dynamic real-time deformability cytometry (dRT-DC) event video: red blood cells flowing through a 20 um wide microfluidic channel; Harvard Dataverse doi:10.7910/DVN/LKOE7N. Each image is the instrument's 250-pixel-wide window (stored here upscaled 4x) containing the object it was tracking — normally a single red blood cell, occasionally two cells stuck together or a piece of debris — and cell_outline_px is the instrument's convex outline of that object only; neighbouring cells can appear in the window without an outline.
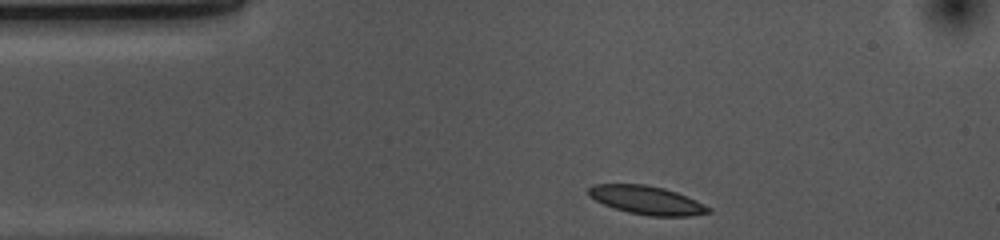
{"species": "common noctule bat (a hibernating species)", "species_latin": "Nyctalus noctula", "temperature_condition": "cold", "stored_images_in_passage": 34, "camera_frame_rate_fps": 3000, "um_per_image_px": 0.085, "animal": {"sex": "female", "body_mass_g": 10.0, "forearm_length_mm": 53.1}, "frame": {"image": 1, "passage_image": 1, "time_ms": 0.0, "image_size_px": [1000, 240], "cell_outline_px": [[712, 212], [692, 216], [648, 216], [628, 212], [612, 208], [588, 196], [588, 188], [592, 184], [644, 184], [664, 188], [676, 192], [696, 200], [712, 208]], "centroid_in_image_um": [54.98, 17.02], "position_along_channel_um": 30.0, "area_um2": 20.06}}
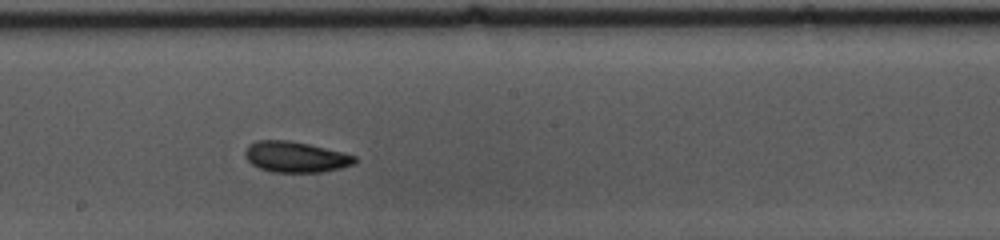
{"frame": {"image": 2, "passage_image": 20, "time_ms": 6.333, "image_size_px": [1000, 240], "cell_outline_px": [[356, 164], [324, 172], [272, 172], [260, 168], [252, 164], [244, 156], [244, 152], [248, 144], [256, 140], [288, 140], [308, 144], [344, 152], [356, 156]], "centroid_in_image_um": [25.13, 13.34], "position_along_channel_um": 223.1, "area_um2": 19.83}}
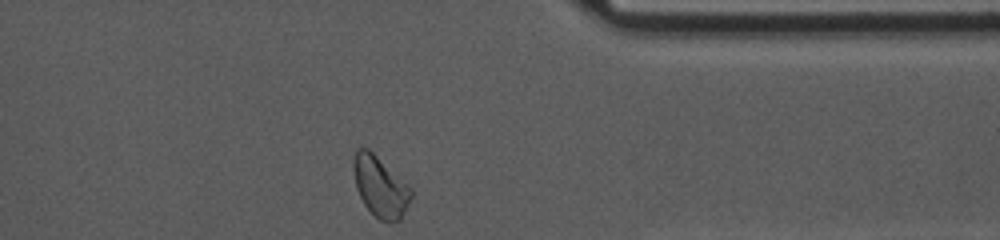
{"frame": {"image": 3, "passage_image": 34, "time_ms": 11.0, "image_size_px": [1000, 240], "cell_outline_px": [[412, 196], [400, 220], [388, 224], [380, 220], [364, 204], [356, 188], [352, 168], [352, 164], [356, 148], [368, 148], [412, 188]], "centroid_in_image_um": [32.31, 15.87], "position_along_channel_um": 379.1, "area_um2": 20.35}, "authors_computed_cell_mechanics": {"area_um2": 19.6231, "velocity_mm_per_s": 3.6331, "shape_relaxation_time_tau1_ms": 2.5494, "shape_relaxation_time_tau2_ms": 3.19, "deformation_change_tau1": 0.1056, "deformation_change_tau2": 0.0903}}